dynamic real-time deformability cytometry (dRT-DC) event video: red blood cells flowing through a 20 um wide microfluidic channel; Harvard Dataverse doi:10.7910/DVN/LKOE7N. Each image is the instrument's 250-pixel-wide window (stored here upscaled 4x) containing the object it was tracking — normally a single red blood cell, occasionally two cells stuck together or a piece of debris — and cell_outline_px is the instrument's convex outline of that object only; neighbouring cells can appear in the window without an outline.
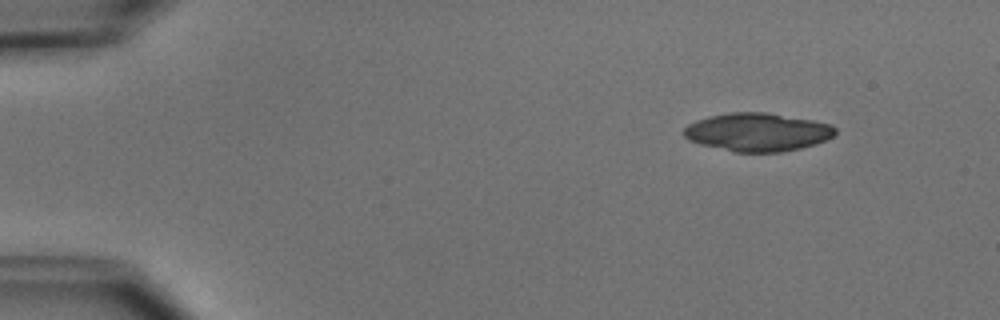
{"species": "common noctule bat (a hibernating species)", "species_latin": "Nyctalus noctula", "temperature_condition": "cold", "stored_images_in_passage": 3, "camera_frame_rate_fps": 3000, "um_per_image_px": 0.085, "animal": {"sex": "male", "body_mass_g": 15.6}, "frame": {"image": 1, "passage_image": 1, "time_ms": 0.0, "image_size_px": [1000, 320], "cell_outline_px": [[836, 132], [832, 136], [816, 144], [800, 148], [780, 152], [736, 152], [700, 144], [688, 140], [684, 136], [684, 128], [688, 124], [696, 120], [708, 116], [732, 112], [768, 112], [812, 120], [832, 124], [836, 128]], "centroid_in_image_um": [64.38, 11.22], "position_along_channel_um": 20.6, "area_um2": 33.76}}